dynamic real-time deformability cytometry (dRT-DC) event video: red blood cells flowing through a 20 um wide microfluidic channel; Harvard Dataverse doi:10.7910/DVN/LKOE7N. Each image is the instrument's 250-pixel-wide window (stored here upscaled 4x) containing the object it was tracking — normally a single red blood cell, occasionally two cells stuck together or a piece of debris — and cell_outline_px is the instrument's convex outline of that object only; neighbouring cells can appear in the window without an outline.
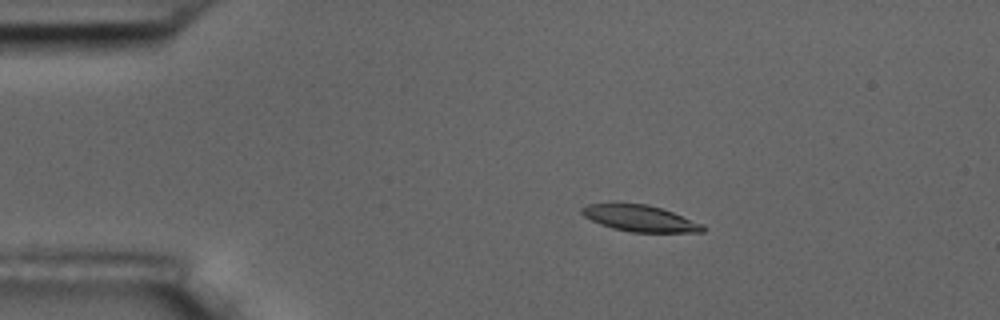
{"species": "common noctule bat (a hibernating species)", "species_latin": "Nyctalus noctula", "temperature_condition": "room temperature", "stored_images_in_passage": 7, "camera_frame_rate_fps": 3000, "um_per_image_px": 0.085, "animal": {"sex": "male", "body_mass_g": 17.5, "forearm_length_mm": 52.3}, "frame": {"image": 1, "passage_image": 4, "time_ms": 3.333, "image_size_px": [1000, 320], "cell_outline_px": [[708, 228], [704, 232], [632, 232], [612, 228], [600, 224], [584, 216], [580, 212], [580, 208], [588, 204], [608, 200], [616, 200], [648, 204], [672, 212], [704, 224]], "centroid_in_image_um": [54.33, 18.5], "position_along_channel_um": 30.7, "area_um2": 19.42}}
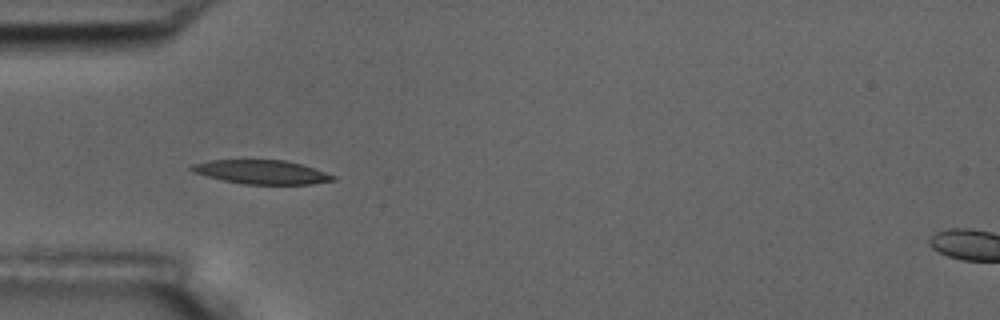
{"frame": {"image": 2, "passage_image": 6, "time_ms": 5.667, "image_size_px": [1000, 320], "cell_outline_px": [[336, 180], [312, 184], [244, 184], [224, 180], [192, 172], [188, 168], [192, 164], [208, 160], [284, 160], [300, 164], [336, 176]], "centroid_in_image_um": [22.2, 14.62], "position_along_channel_um": 62.8, "area_um2": 19.54}}